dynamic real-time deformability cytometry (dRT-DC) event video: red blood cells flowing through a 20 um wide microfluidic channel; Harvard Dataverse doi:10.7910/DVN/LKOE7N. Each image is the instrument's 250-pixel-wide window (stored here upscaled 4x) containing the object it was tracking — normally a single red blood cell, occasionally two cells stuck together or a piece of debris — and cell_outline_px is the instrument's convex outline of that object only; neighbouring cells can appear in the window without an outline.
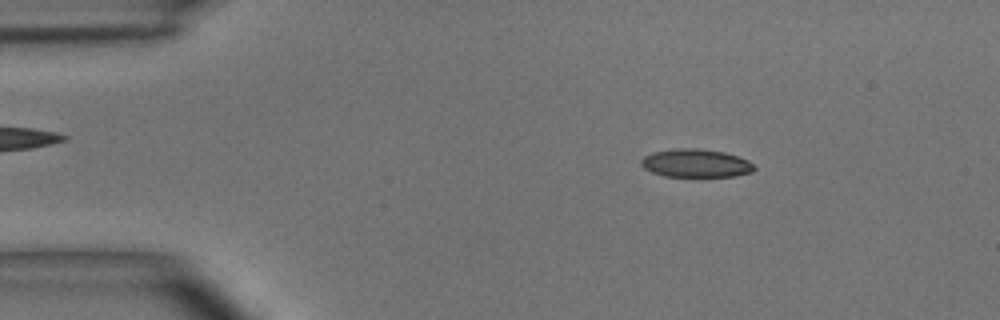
{"species": "common noctule bat (a hibernating species)", "species_latin": "Nyctalus noctula", "temperature_condition": "room temperature", "stored_images_in_passage": 50, "segment_of_instrument_passage": [1, 2], "camera_frame_rate_fps": 3000, "um_per_image_px": 0.085, "animal": {"sex": "male", "body_mass_g": 15.6}, "frame": {"image": 1, "passage_image": 7, "time_ms": 2.0, "image_size_px": [1000, 320], "cell_outline_px": [[756, 168], [752, 172], [732, 176], [664, 176], [652, 172], [644, 168], [640, 164], [640, 160], [644, 156], [652, 152], [676, 148], [696, 148], [724, 152], [748, 160]], "centroid_in_image_um": [59.11, 13.86], "position_along_channel_um": 25.9, "area_um2": 18.5}}
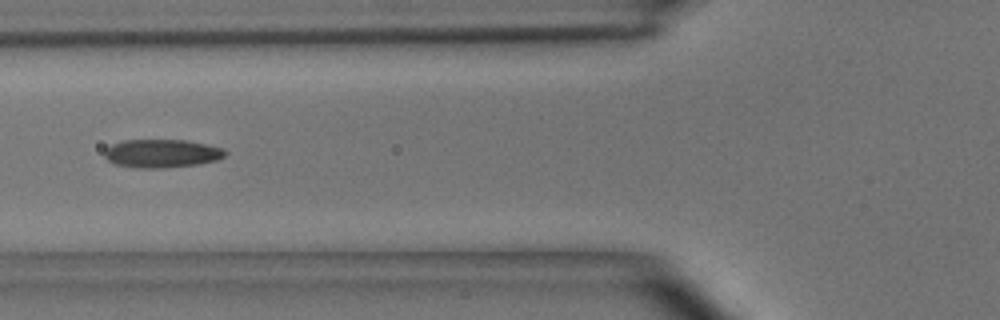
{"frame": {"image": 2, "passage_image": 18, "time_ms": 5.667, "image_size_px": [1000, 320], "cell_outline_px": [[228, 152], [224, 156], [216, 160], [196, 164], [164, 168], [136, 168], [116, 164], [108, 160], [104, 156], [104, 152], [112, 144], [124, 140], [184, 140], [224, 148]], "centroid_in_image_um": [13.75, 13.04], "position_along_channel_um": 112.1, "area_um2": 19.77}}
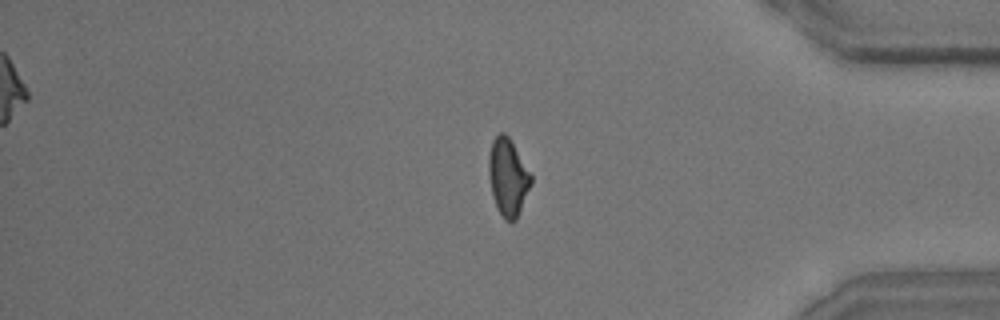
{"frame": {"image": 3, "passage_image": 41, "time_ms": 13.333, "image_size_px": [1000, 320], "cell_outline_px": [[532, 184], [516, 220], [504, 220], [496, 208], [492, 196], [488, 172], [488, 156], [492, 140], [500, 132], [504, 132], [508, 136], [532, 176]], "centroid_in_image_um": [43.16, 15.07], "position_along_channel_um": 392.0, "area_um2": 19.07}}